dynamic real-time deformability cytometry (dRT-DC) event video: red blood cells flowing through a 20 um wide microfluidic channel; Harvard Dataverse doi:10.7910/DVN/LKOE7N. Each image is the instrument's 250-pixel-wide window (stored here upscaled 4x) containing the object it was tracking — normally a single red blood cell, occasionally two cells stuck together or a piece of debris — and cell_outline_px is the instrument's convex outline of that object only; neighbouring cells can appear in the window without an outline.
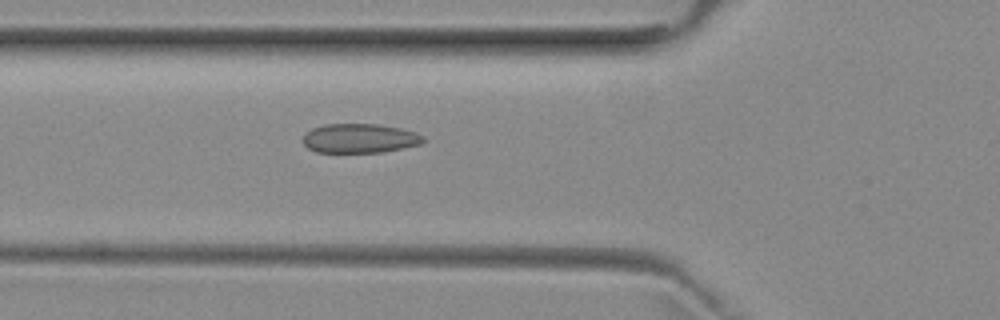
{"species": "common noctule bat (a hibernating species)", "species_latin": "Nyctalus noctula", "temperature_condition": "room temperature", "stored_images_in_passage": 49, "camera_frame_rate_fps": 3000, "um_per_image_px": 0.085, "animal": {"sex": "female", "body_mass_g": 29.2, "forearm_length_mm": 56.3}, "frame": {"image": 1, "passage_image": 16, "time_ms": 5.0, "image_size_px": [1000, 320], "cell_outline_px": [[424, 140], [420, 144], [384, 152], [316, 152], [308, 148], [300, 140], [304, 132], [312, 128], [324, 124], [376, 124], [400, 128], [416, 132], [424, 136]], "centroid_in_image_um": [30.52, 11.75], "position_along_channel_um": 95.3, "area_um2": 20.69}}
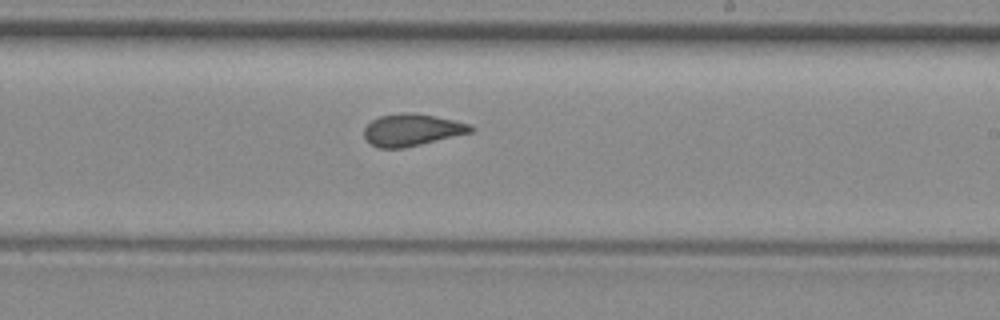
{"frame": {"image": 2, "passage_image": 28, "time_ms": 9.0, "image_size_px": [1000, 320], "cell_outline_px": [[476, 128], [472, 132], [404, 148], [380, 148], [372, 144], [364, 136], [364, 128], [372, 120], [380, 116], [404, 112], [412, 112], [436, 116], [472, 124]], "centroid_in_image_um": [35.05, 11.03], "position_along_channel_um": 254.0, "area_um2": 19.88}}
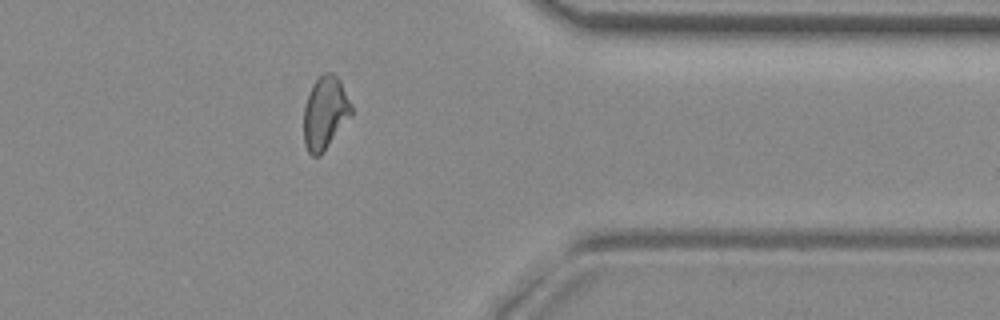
{"frame": {"image": 3, "passage_image": 39, "time_ms": 12.667, "image_size_px": [1000, 320], "cell_outline_px": [[352, 116], [320, 156], [312, 156], [308, 152], [304, 144], [304, 108], [312, 84], [324, 72], [332, 72], [340, 80], [352, 104]], "centroid_in_image_um": [27.65, 9.6], "position_along_channel_um": 383.8, "area_um2": 20.35}, "authors_computed_cell_mechanics": {"area_um2": 20.3456, "velocity_mm_per_s": 3.9651, "shape_relaxation_time_tau1_ms": null, "shape_relaxation_time_tau2_ms": 1.5409, "deformation_change_tau1": null, "deformation_change_tau2": 0.0641}}